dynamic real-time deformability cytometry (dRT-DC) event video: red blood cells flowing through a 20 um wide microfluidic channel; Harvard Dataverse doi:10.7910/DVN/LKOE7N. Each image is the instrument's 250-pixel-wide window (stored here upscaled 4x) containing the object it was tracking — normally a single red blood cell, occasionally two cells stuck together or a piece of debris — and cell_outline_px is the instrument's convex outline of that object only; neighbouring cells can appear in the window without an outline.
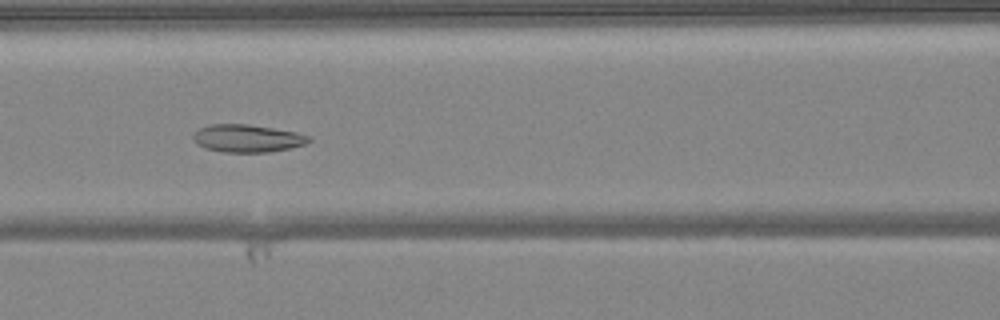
{"species": "common noctule bat (a hibernating species)", "species_latin": "Nyctalus noctula", "temperature_condition": "warm", "stored_images_in_passage": 50, "camera_frame_rate_fps": 3000, "um_per_image_px": 0.085, "animal": {"sex": "female", "body_mass_g": 24.6, "forearm_length_mm": 56.2}, "frame": {"image": 1, "passage_image": 22, "time_ms": 7.0, "image_size_px": [1000, 320], "cell_outline_px": [[312, 140], [308, 144], [292, 148], [268, 152], [224, 152], [204, 148], [196, 144], [192, 140], [192, 136], [200, 128], [208, 124], [248, 124], [296, 132], [312, 136]], "centroid_in_image_um": [21.05, 11.76], "position_along_channel_um": 145.6, "area_um2": 18.9}}
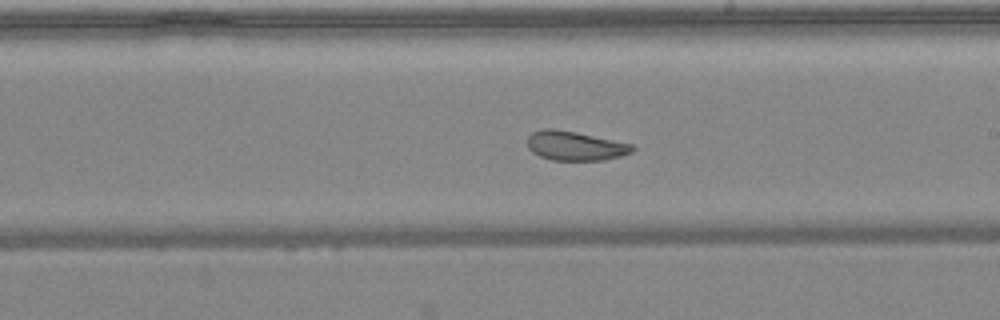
{"frame": {"image": 2, "passage_image": 29, "time_ms": 9.333, "image_size_px": [1000, 320], "cell_outline_px": [[636, 148], [632, 152], [620, 156], [604, 160], [552, 160], [540, 156], [532, 152], [528, 148], [528, 136], [532, 132], [544, 128], [552, 128], [576, 132], [632, 144]], "centroid_in_image_um": [48.88, 12.39], "position_along_channel_um": 240.1, "area_um2": 17.86}}
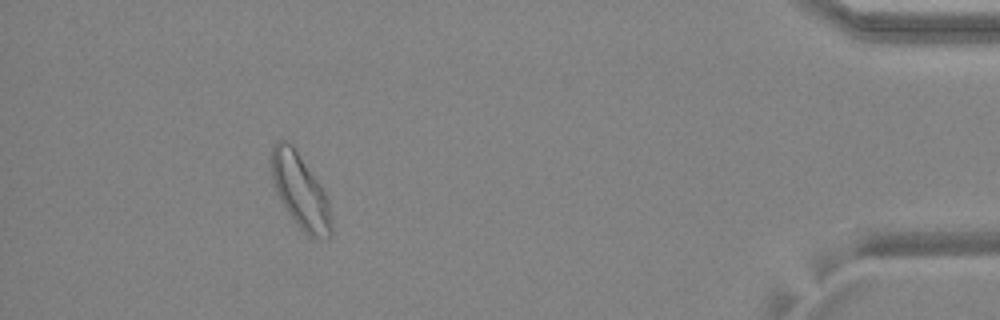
{"frame": {"image": 3, "passage_image": 46, "time_ms": 15.0, "image_size_px": [1000, 320], "cell_outline_px": [[332, 232], [328, 240], [308, 236], [292, 220], [280, 200], [276, 192], [272, 180], [268, 160], [272, 144], [276, 140], [288, 140], [292, 144], [320, 184], [328, 200], [332, 228]], "centroid_in_image_um": [25.47, 16.21], "position_along_channel_um": 409.7, "area_um2": 26.53}, "authors_computed_cell_mechanics": {"area_um2": 22.0796, "velocity_mm_per_s": 4.0612, "shape_relaxation_time_tau1_ms": 7.2206, "shape_relaxation_time_tau2_ms": 2.7601, "deformation_change_tau1": 0.1328, "deformation_change_tau2": 0.0899}}